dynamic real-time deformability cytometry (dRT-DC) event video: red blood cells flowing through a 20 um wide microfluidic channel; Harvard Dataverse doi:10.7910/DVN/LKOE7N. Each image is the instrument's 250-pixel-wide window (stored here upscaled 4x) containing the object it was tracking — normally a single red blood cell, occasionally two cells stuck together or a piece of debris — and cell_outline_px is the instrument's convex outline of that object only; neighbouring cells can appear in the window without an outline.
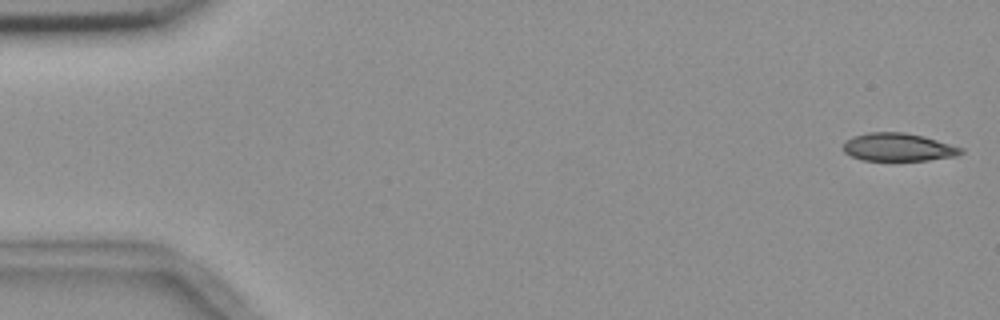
{"species": "common noctule bat (a hibernating species)", "species_latin": "Nyctalus noctula", "temperature_condition": "room temperature", "stored_images_in_passage": 5, "camera_frame_rate_fps": 3000, "um_per_image_px": 0.085, "animal": {"sex": "female", "body_mass_g": 18.4}, "frame": {"image": 1, "passage_image": 1, "time_ms": 0.0, "image_size_px": [1000, 320], "cell_outline_px": [[964, 152], [956, 156], [928, 160], [860, 160], [844, 152], [840, 148], [844, 140], [852, 136], [868, 132], [904, 132], [924, 136], [964, 148]], "centroid_in_image_um": [76.3, 12.5], "position_along_channel_um": 8.7, "area_um2": 19.48}}
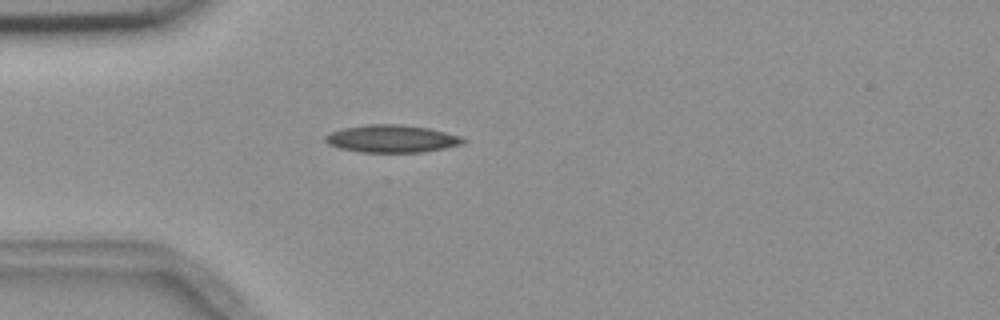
{"frame": {"image": 2, "passage_image": 5, "time_ms": 4.667, "image_size_px": [1000, 320], "cell_outline_px": [[468, 140], [464, 144], [424, 152], [360, 152], [340, 148], [328, 144], [324, 140], [324, 136], [332, 132], [344, 128], [368, 124], [400, 124], [428, 128], [444, 132]], "centroid_in_image_um": [33.29, 11.79], "position_along_channel_um": 51.7, "area_um2": 21.96}}